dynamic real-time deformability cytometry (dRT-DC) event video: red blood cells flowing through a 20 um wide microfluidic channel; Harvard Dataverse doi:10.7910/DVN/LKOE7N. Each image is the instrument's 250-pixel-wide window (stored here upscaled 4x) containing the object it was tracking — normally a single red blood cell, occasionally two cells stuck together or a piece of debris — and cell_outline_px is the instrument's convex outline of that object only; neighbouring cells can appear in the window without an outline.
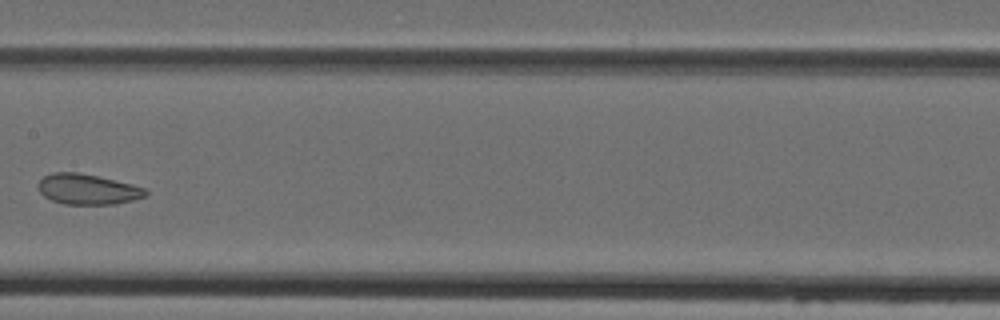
{"species": "Egyptian fruit bat (a non-hibernating species)", "species_latin": "Rousettus aegyptiacus", "temperature_condition": "cold", "stored_images_in_passage": 6, "camera_frame_rate_fps": 3000, "um_per_image_px": 0.085, "animal": {"sex": "female"}, "frame": {"image": 1, "passage_image": 5, "time_ms": 5.667, "image_size_px": [1000, 320], "cell_outline_px": [[148, 196], [116, 204], [64, 204], [52, 200], [44, 196], [40, 192], [36, 184], [44, 176], [52, 172], [76, 172], [96, 176], [132, 184], [144, 188], [148, 192]], "centroid_in_image_um": [7.43, 16.09], "position_along_channel_um": 200.0, "area_um2": 19.02}}
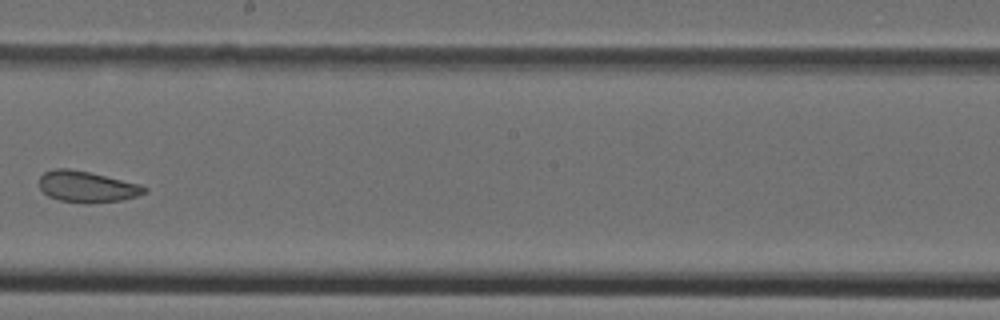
{"frame": {"image": 2, "passage_image": 6, "time_ms": 6.667, "image_size_px": [1000, 320], "cell_outline_px": [[148, 192], [136, 196], [120, 200], [88, 204], [84, 204], [60, 200], [48, 196], [40, 188], [40, 176], [44, 172], [52, 168], [68, 168], [88, 172], [140, 184], [148, 188]], "centroid_in_image_um": [7.38, 15.87], "position_along_channel_um": 240.8, "area_um2": 19.13}}